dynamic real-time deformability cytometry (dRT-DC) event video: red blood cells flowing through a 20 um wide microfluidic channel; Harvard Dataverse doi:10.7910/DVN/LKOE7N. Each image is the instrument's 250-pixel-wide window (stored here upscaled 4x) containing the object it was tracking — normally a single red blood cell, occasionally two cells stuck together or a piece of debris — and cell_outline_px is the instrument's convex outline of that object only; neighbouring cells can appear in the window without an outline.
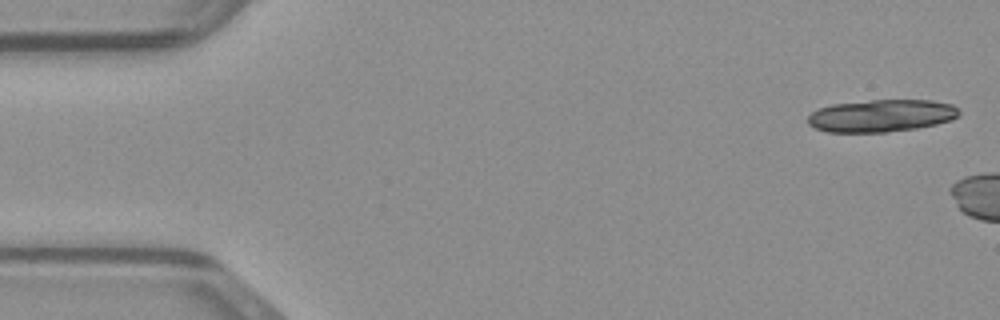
{"species": "common noctule bat (a hibernating species)", "species_latin": "Nyctalus noctula", "temperature_condition": "warm", "stored_images_in_passage": 16, "camera_frame_rate_fps": 3000, "um_per_image_px": 0.085, "animal": {"sex": "male", "body_mass_g": 23.1, "forearm_length_mm": 52.7}, "frame": {"image": 1, "passage_image": 1, "time_ms": 0.0, "image_size_px": [1000, 320], "cell_outline_px": [[960, 112], [952, 120], [936, 124], [916, 128], [884, 132], [828, 132], [816, 128], [808, 124], [808, 116], [812, 112], [820, 108], [832, 104], [872, 100], [932, 100], [952, 104], [960, 108]], "centroid_in_image_um": [74.94, 9.83], "position_along_channel_um": 10.1, "area_um2": 28.5}}